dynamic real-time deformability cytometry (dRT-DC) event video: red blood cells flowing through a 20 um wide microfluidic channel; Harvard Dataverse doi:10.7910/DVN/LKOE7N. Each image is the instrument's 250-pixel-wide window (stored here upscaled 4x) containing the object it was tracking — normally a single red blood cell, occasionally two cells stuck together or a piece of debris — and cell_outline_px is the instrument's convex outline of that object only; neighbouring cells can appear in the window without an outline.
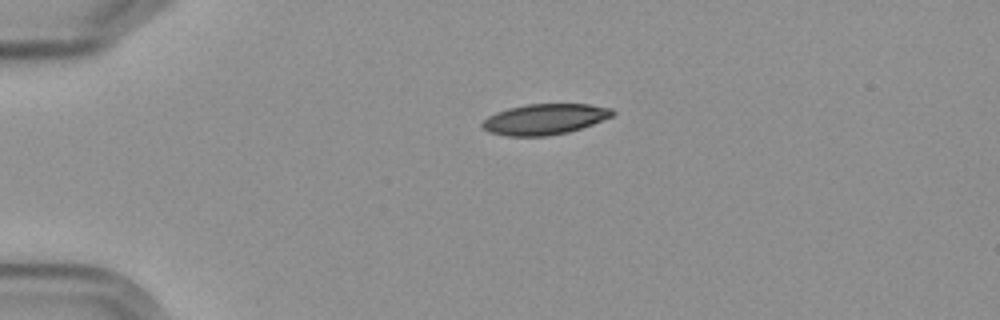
{"species": "Egyptian fruit bat (a non-hibernating species)", "species_latin": "Rousettus aegyptiacus", "temperature_condition": "cold", "stored_images_in_passage": 2, "camera_frame_rate_fps": 3000, "um_per_image_px": 0.085, "frame": {"image": 1, "passage_image": 1, "time_ms": 0.0, "image_size_px": [1000, 320], "cell_outline_px": [[616, 112], [612, 116], [592, 124], [568, 132], [544, 136], [508, 136], [488, 132], [480, 124], [488, 116], [496, 112], [508, 108], [528, 104], [588, 104], [612, 108]], "centroid_in_image_um": [46.29, 10.13], "position_along_channel_um": 38.7, "area_um2": 23.18}}